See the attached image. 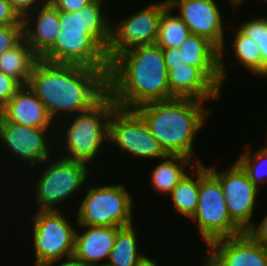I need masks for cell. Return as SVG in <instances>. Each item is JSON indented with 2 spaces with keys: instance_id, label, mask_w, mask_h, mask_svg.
Wrapping results in <instances>:
<instances>
[{
  "instance_id": "1",
  "label": "cell",
  "mask_w": 267,
  "mask_h": 266,
  "mask_svg": "<svg viewBox=\"0 0 267 266\" xmlns=\"http://www.w3.org/2000/svg\"><path fill=\"white\" fill-rule=\"evenodd\" d=\"M109 70L38 59L28 81L55 123L91 109L107 93Z\"/></svg>"
},
{
  "instance_id": "2",
  "label": "cell",
  "mask_w": 267,
  "mask_h": 266,
  "mask_svg": "<svg viewBox=\"0 0 267 266\" xmlns=\"http://www.w3.org/2000/svg\"><path fill=\"white\" fill-rule=\"evenodd\" d=\"M107 85L116 105L126 109L175 98L163 51L157 44L135 46L118 54L110 62Z\"/></svg>"
},
{
  "instance_id": "3",
  "label": "cell",
  "mask_w": 267,
  "mask_h": 266,
  "mask_svg": "<svg viewBox=\"0 0 267 266\" xmlns=\"http://www.w3.org/2000/svg\"><path fill=\"white\" fill-rule=\"evenodd\" d=\"M205 103L208 104L198 99L175 97L146 103L135 110L167 155L186 156L199 164L203 161L195 156L196 137L213 112Z\"/></svg>"
},
{
  "instance_id": "4",
  "label": "cell",
  "mask_w": 267,
  "mask_h": 266,
  "mask_svg": "<svg viewBox=\"0 0 267 266\" xmlns=\"http://www.w3.org/2000/svg\"><path fill=\"white\" fill-rule=\"evenodd\" d=\"M116 106L107 93L91 109L59 120L55 131V143L58 142L55 154L92 168L93 161L94 165L98 163V155L109 143V119Z\"/></svg>"
},
{
  "instance_id": "5",
  "label": "cell",
  "mask_w": 267,
  "mask_h": 266,
  "mask_svg": "<svg viewBox=\"0 0 267 266\" xmlns=\"http://www.w3.org/2000/svg\"><path fill=\"white\" fill-rule=\"evenodd\" d=\"M34 168H36L34 170L41 168L39 177L36 176V171H33L36 178H33L34 186L31 185V189L35 191L32 197L35 200L33 204L37 205L35 211H59L62 209L61 205L66 202L71 204L67 200H72V197L76 200L75 197L81 196L83 192L81 190L90 180V172H94L93 168L86 164L67 160L59 155H53Z\"/></svg>"
},
{
  "instance_id": "6",
  "label": "cell",
  "mask_w": 267,
  "mask_h": 266,
  "mask_svg": "<svg viewBox=\"0 0 267 266\" xmlns=\"http://www.w3.org/2000/svg\"><path fill=\"white\" fill-rule=\"evenodd\" d=\"M90 181L87 190L84 188L82 201L79 198L76 206L74 218L78 225L126 227L135 223L134 196L125 184L106 182V185H95L92 182L94 185H91Z\"/></svg>"
},
{
  "instance_id": "7",
  "label": "cell",
  "mask_w": 267,
  "mask_h": 266,
  "mask_svg": "<svg viewBox=\"0 0 267 266\" xmlns=\"http://www.w3.org/2000/svg\"><path fill=\"white\" fill-rule=\"evenodd\" d=\"M189 221L197 225L198 235L206 243L205 246L215 240L243 233L229 216L220 181L204 162L199 163L198 206Z\"/></svg>"
},
{
  "instance_id": "8",
  "label": "cell",
  "mask_w": 267,
  "mask_h": 266,
  "mask_svg": "<svg viewBox=\"0 0 267 266\" xmlns=\"http://www.w3.org/2000/svg\"><path fill=\"white\" fill-rule=\"evenodd\" d=\"M31 245L34 250V266L72 256L78 228L64 210L34 211L31 213ZM68 217V218H67Z\"/></svg>"
},
{
  "instance_id": "9",
  "label": "cell",
  "mask_w": 267,
  "mask_h": 266,
  "mask_svg": "<svg viewBox=\"0 0 267 266\" xmlns=\"http://www.w3.org/2000/svg\"><path fill=\"white\" fill-rule=\"evenodd\" d=\"M109 144L129 159L158 161L167 154L135 109L116 106L109 119Z\"/></svg>"
},
{
  "instance_id": "10",
  "label": "cell",
  "mask_w": 267,
  "mask_h": 266,
  "mask_svg": "<svg viewBox=\"0 0 267 266\" xmlns=\"http://www.w3.org/2000/svg\"><path fill=\"white\" fill-rule=\"evenodd\" d=\"M55 130L56 128L29 127L13 123L0 114V146L10 152L7 154H11L13 162L20 161L21 165H27L26 168L29 165L28 171H33V167L55 155Z\"/></svg>"
},
{
  "instance_id": "11",
  "label": "cell",
  "mask_w": 267,
  "mask_h": 266,
  "mask_svg": "<svg viewBox=\"0 0 267 266\" xmlns=\"http://www.w3.org/2000/svg\"><path fill=\"white\" fill-rule=\"evenodd\" d=\"M168 6V0L150 2L118 21L112 19L111 41L106 53L108 61L111 62L118 54L132 47L156 44L159 21Z\"/></svg>"
},
{
  "instance_id": "12",
  "label": "cell",
  "mask_w": 267,
  "mask_h": 266,
  "mask_svg": "<svg viewBox=\"0 0 267 266\" xmlns=\"http://www.w3.org/2000/svg\"><path fill=\"white\" fill-rule=\"evenodd\" d=\"M208 170L220 181L227 210L232 221L246 232L255 222L253 215L260 189L249 179L247 173L235 161L229 168L218 170L215 165Z\"/></svg>"
},
{
  "instance_id": "13",
  "label": "cell",
  "mask_w": 267,
  "mask_h": 266,
  "mask_svg": "<svg viewBox=\"0 0 267 266\" xmlns=\"http://www.w3.org/2000/svg\"><path fill=\"white\" fill-rule=\"evenodd\" d=\"M40 59L97 70L110 69L106 52L83 30L61 29L54 44Z\"/></svg>"
},
{
  "instance_id": "14",
  "label": "cell",
  "mask_w": 267,
  "mask_h": 266,
  "mask_svg": "<svg viewBox=\"0 0 267 266\" xmlns=\"http://www.w3.org/2000/svg\"><path fill=\"white\" fill-rule=\"evenodd\" d=\"M168 4L191 34L205 37L218 49L228 43L225 30H229L231 25L224 22L225 15L216 0H168Z\"/></svg>"
},
{
  "instance_id": "15",
  "label": "cell",
  "mask_w": 267,
  "mask_h": 266,
  "mask_svg": "<svg viewBox=\"0 0 267 266\" xmlns=\"http://www.w3.org/2000/svg\"><path fill=\"white\" fill-rule=\"evenodd\" d=\"M221 266H267V248L247 232L205 246Z\"/></svg>"
},
{
  "instance_id": "16",
  "label": "cell",
  "mask_w": 267,
  "mask_h": 266,
  "mask_svg": "<svg viewBox=\"0 0 267 266\" xmlns=\"http://www.w3.org/2000/svg\"><path fill=\"white\" fill-rule=\"evenodd\" d=\"M104 5L105 0H93L76 12L59 11L61 29L83 30L107 53L111 41L112 17Z\"/></svg>"
},
{
  "instance_id": "17",
  "label": "cell",
  "mask_w": 267,
  "mask_h": 266,
  "mask_svg": "<svg viewBox=\"0 0 267 266\" xmlns=\"http://www.w3.org/2000/svg\"><path fill=\"white\" fill-rule=\"evenodd\" d=\"M22 22L24 39L39 58L61 32L59 10L50 1L26 15Z\"/></svg>"
},
{
  "instance_id": "18",
  "label": "cell",
  "mask_w": 267,
  "mask_h": 266,
  "mask_svg": "<svg viewBox=\"0 0 267 266\" xmlns=\"http://www.w3.org/2000/svg\"><path fill=\"white\" fill-rule=\"evenodd\" d=\"M234 27L231 30L234 31L233 38L230 45L231 47H227V45H223L221 49H219V67H220V74H221V80L224 86V83L228 80V70L231 69V67L234 68L235 65L244 67L245 70L248 72H251L254 74V77L259 76L260 78L267 79V64L262 60V55L259 49V46L256 42H254L251 38L247 37L245 34H243L233 23ZM231 50L229 51V49ZM226 52V53H225ZM233 53V55H231ZM229 59V57H233L235 59V63H225L224 56ZM231 56H230V55ZM229 67V68H228ZM225 81V82H224Z\"/></svg>"
},
{
  "instance_id": "19",
  "label": "cell",
  "mask_w": 267,
  "mask_h": 266,
  "mask_svg": "<svg viewBox=\"0 0 267 266\" xmlns=\"http://www.w3.org/2000/svg\"><path fill=\"white\" fill-rule=\"evenodd\" d=\"M170 92L174 97L193 98L203 102L220 100V90L199 68L182 64L168 71Z\"/></svg>"
},
{
  "instance_id": "20",
  "label": "cell",
  "mask_w": 267,
  "mask_h": 266,
  "mask_svg": "<svg viewBox=\"0 0 267 266\" xmlns=\"http://www.w3.org/2000/svg\"><path fill=\"white\" fill-rule=\"evenodd\" d=\"M0 114L13 123L38 128H56V123L49 116L44 103L28 85H22Z\"/></svg>"
},
{
  "instance_id": "21",
  "label": "cell",
  "mask_w": 267,
  "mask_h": 266,
  "mask_svg": "<svg viewBox=\"0 0 267 266\" xmlns=\"http://www.w3.org/2000/svg\"><path fill=\"white\" fill-rule=\"evenodd\" d=\"M78 227L81 229L76 231L73 255L83 264H106L115 243L116 233L121 227L84 225Z\"/></svg>"
},
{
  "instance_id": "22",
  "label": "cell",
  "mask_w": 267,
  "mask_h": 266,
  "mask_svg": "<svg viewBox=\"0 0 267 266\" xmlns=\"http://www.w3.org/2000/svg\"><path fill=\"white\" fill-rule=\"evenodd\" d=\"M185 64L199 68L220 90L223 88L219 67V49L208 39L190 34L181 44Z\"/></svg>"
},
{
  "instance_id": "23",
  "label": "cell",
  "mask_w": 267,
  "mask_h": 266,
  "mask_svg": "<svg viewBox=\"0 0 267 266\" xmlns=\"http://www.w3.org/2000/svg\"><path fill=\"white\" fill-rule=\"evenodd\" d=\"M161 161V162H160ZM150 172L151 188L158 195L168 196L178 182L197 164L182 155H166Z\"/></svg>"
},
{
  "instance_id": "24",
  "label": "cell",
  "mask_w": 267,
  "mask_h": 266,
  "mask_svg": "<svg viewBox=\"0 0 267 266\" xmlns=\"http://www.w3.org/2000/svg\"><path fill=\"white\" fill-rule=\"evenodd\" d=\"M38 59L23 37L13 48L0 55V72L13 77L21 85H27Z\"/></svg>"
},
{
  "instance_id": "25",
  "label": "cell",
  "mask_w": 267,
  "mask_h": 266,
  "mask_svg": "<svg viewBox=\"0 0 267 266\" xmlns=\"http://www.w3.org/2000/svg\"><path fill=\"white\" fill-rule=\"evenodd\" d=\"M137 228V224L134 223L121 227L117 231L114 246L106 263L107 266H139L148 256L147 253L144 254L139 250L141 248Z\"/></svg>"
},
{
  "instance_id": "26",
  "label": "cell",
  "mask_w": 267,
  "mask_h": 266,
  "mask_svg": "<svg viewBox=\"0 0 267 266\" xmlns=\"http://www.w3.org/2000/svg\"><path fill=\"white\" fill-rule=\"evenodd\" d=\"M167 197H170L176 213L188 220L193 217L199 198V164H196L193 170L190 169Z\"/></svg>"
},
{
  "instance_id": "27",
  "label": "cell",
  "mask_w": 267,
  "mask_h": 266,
  "mask_svg": "<svg viewBox=\"0 0 267 266\" xmlns=\"http://www.w3.org/2000/svg\"><path fill=\"white\" fill-rule=\"evenodd\" d=\"M190 34V30L181 18L168 6L164 10L159 21L156 44L162 49L180 48L183 41Z\"/></svg>"
},
{
  "instance_id": "28",
  "label": "cell",
  "mask_w": 267,
  "mask_h": 266,
  "mask_svg": "<svg viewBox=\"0 0 267 266\" xmlns=\"http://www.w3.org/2000/svg\"><path fill=\"white\" fill-rule=\"evenodd\" d=\"M252 143H244L243 152L235 161L247 173L249 179L261 190L267 184V143L252 151Z\"/></svg>"
},
{
  "instance_id": "29",
  "label": "cell",
  "mask_w": 267,
  "mask_h": 266,
  "mask_svg": "<svg viewBox=\"0 0 267 266\" xmlns=\"http://www.w3.org/2000/svg\"><path fill=\"white\" fill-rule=\"evenodd\" d=\"M245 20L236 27L258 44L262 60L267 64V16L261 15L256 18L252 15L248 21Z\"/></svg>"
},
{
  "instance_id": "30",
  "label": "cell",
  "mask_w": 267,
  "mask_h": 266,
  "mask_svg": "<svg viewBox=\"0 0 267 266\" xmlns=\"http://www.w3.org/2000/svg\"><path fill=\"white\" fill-rule=\"evenodd\" d=\"M23 25L0 26V55L23 38Z\"/></svg>"
},
{
  "instance_id": "31",
  "label": "cell",
  "mask_w": 267,
  "mask_h": 266,
  "mask_svg": "<svg viewBox=\"0 0 267 266\" xmlns=\"http://www.w3.org/2000/svg\"><path fill=\"white\" fill-rule=\"evenodd\" d=\"M22 85L13 77L0 72V110Z\"/></svg>"
},
{
  "instance_id": "32",
  "label": "cell",
  "mask_w": 267,
  "mask_h": 266,
  "mask_svg": "<svg viewBox=\"0 0 267 266\" xmlns=\"http://www.w3.org/2000/svg\"><path fill=\"white\" fill-rule=\"evenodd\" d=\"M23 25L22 18L7 0H0V26Z\"/></svg>"
},
{
  "instance_id": "33",
  "label": "cell",
  "mask_w": 267,
  "mask_h": 266,
  "mask_svg": "<svg viewBox=\"0 0 267 266\" xmlns=\"http://www.w3.org/2000/svg\"><path fill=\"white\" fill-rule=\"evenodd\" d=\"M23 19L29 13L35 11L38 7L42 6L48 0H7Z\"/></svg>"
},
{
  "instance_id": "34",
  "label": "cell",
  "mask_w": 267,
  "mask_h": 266,
  "mask_svg": "<svg viewBox=\"0 0 267 266\" xmlns=\"http://www.w3.org/2000/svg\"><path fill=\"white\" fill-rule=\"evenodd\" d=\"M260 223L253 222L246 231L255 241L263 246H267V214L259 220ZM258 224V225H257Z\"/></svg>"
},
{
  "instance_id": "35",
  "label": "cell",
  "mask_w": 267,
  "mask_h": 266,
  "mask_svg": "<svg viewBox=\"0 0 267 266\" xmlns=\"http://www.w3.org/2000/svg\"><path fill=\"white\" fill-rule=\"evenodd\" d=\"M59 11L76 12L93 0H49Z\"/></svg>"
},
{
  "instance_id": "36",
  "label": "cell",
  "mask_w": 267,
  "mask_h": 266,
  "mask_svg": "<svg viewBox=\"0 0 267 266\" xmlns=\"http://www.w3.org/2000/svg\"><path fill=\"white\" fill-rule=\"evenodd\" d=\"M163 57L166 64V68L169 71L173 66H179L184 64L182 51L179 48H166L162 49Z\"/></svg>"
},
{
  "instance_id": "37",
  "label": "cell",
  "mask_w": 267,
  "mask_h": 266,
  "mask_svg": "<svg viewBox=\"0 0 267 266\" xmlns=\"http://www.w3.org/2000/svg\"><path fill=\"white\" fill-rule=\"evenodd\" d=\"M84 264L74 255L44 263L40 266H83Z\"/></svg>"
},
{
  "instance_id": "38",
  "label": "cell",
  "mask_w": 267,
  "mask_h": 266,
  "mask_svg": "<svg viewBox=\"0 0 267 266\" xmlns=\"http://www.w3.org/2000/svg\"><path fill=\"white\" fill-rule=\"evenodd\" d=\"M205 252H207V255L201 253V259H204V264L202 266H221V264L208 251Z\"/></svg>"
},
{
  "instance_id": "39",
  "label": "cell",
  "mask_w": 267,
  "mask_h": 266,
  "mask_svg": "<svg viewBox=\"0 0 267 266\" xmlns=\"http://www.w3.org/2000/svg\"><path fill=\"white\" fill-rule=\"evenodd\" d=\"M229 1V4L231 5L230 7L232 8V12H238V11H236V10H239V9H241V4H243V2H244V4H245V2H246V0H228ZM261 1V0H260ZM263 1H265V2H263ZM262 2L263 3H266L267 2V0H262ZM240 6V7H239ZM239 7V8H238Z\"/></svg>"
},
{
  "instance_id": "40",
  "label": "cell",
  "mask_w": 267,
  "mask_h": 266,
  "mask_svg": "<svg viewBox=\"0 0 267 266\" xmlns=\"http://www.w3.org/2000/svg\"><path fill=\"white\" fill-rule=\"evenodd\" d=\"M159 263H158V261H157V259H155V258H150V256L148 257H146L141 263H140V265L139 266H161V264L160 265H158Z\"/></svg>"
},
{
  "instance_id": "41",
  "label": "cell",
  "mask_w": 267,
  "mask_h": 266,
  "mask_svg": "<svg viewBox=\"0 0 267 266\" xmlns=\"http://www.w3.org/2000/svg\"><path fill=\"white\" fill-rule=\"evenodd\" d=\"M83 266H107V264H84Z\"/></svg>"
},
{
  "instance_id": "42",
  "label": "cell",
  "mask_w": 267,
  "mask_h": 266,
  "mask_svg": "<svg viewBox=\"0 0 267 266\" xmlns=\"http://www.w3.org/2000/svg\"><path fill=\"white\" fill-rule=\"evenodd\" d=\"M266 131H267V130H266ZM264 135H266V137H265V138H266V141H265V143H267V132H265V134H264Z\"/></svg>"
}]
</instances>
